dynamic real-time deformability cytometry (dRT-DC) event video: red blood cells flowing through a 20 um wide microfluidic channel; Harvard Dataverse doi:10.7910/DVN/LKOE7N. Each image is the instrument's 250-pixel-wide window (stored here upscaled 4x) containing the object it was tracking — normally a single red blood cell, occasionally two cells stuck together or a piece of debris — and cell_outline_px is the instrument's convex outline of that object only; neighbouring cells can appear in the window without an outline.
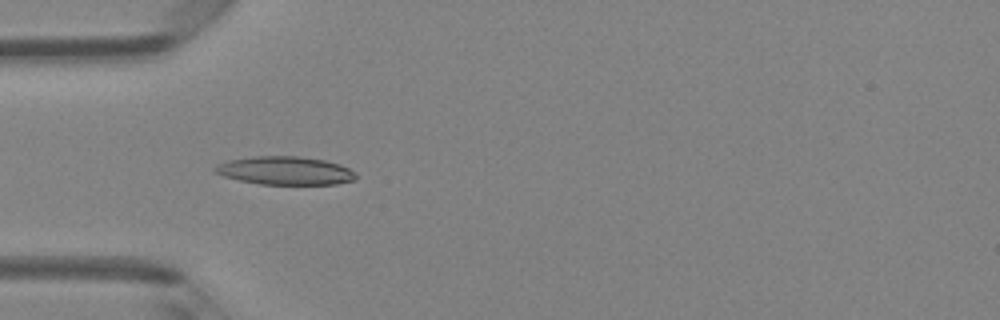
{"species": "Egyptian fruit bat (a non-hibernating species)", "species_latin": "Rousettus aegyptiacus", "temperature_condition": "room temperature", "stored_images_in_passage": 16, "camera_frame_rate_fps": 3000, "um_per_image_px": 0.085, "animal": {"sex": "female"}, "frame": {"image": 1, "passage_image": 5, "time_ms": 1.333, "image_size_px": [1000, 320], "cell_outline_px": [[356, 180], [336, 184], [260, 184], [240, 180], [224, 176], [212, 172], [212, 168], [216, 164], [228, 160], [256, 156], [300, 156], [324, 160], [340, 164], [356, 172]], "centroid_in_image_um": [24.22, 14.5], "position_along_channel_um": 60.8, "area_um2": 23.35}}
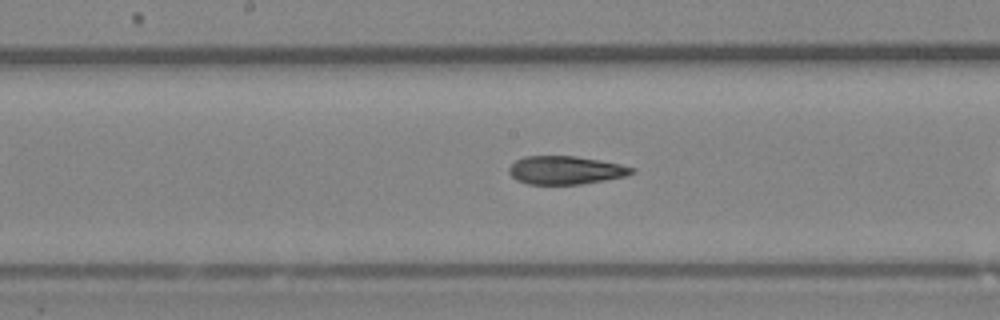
{"frame": {"image": 2, "passage_image": 12, "time_ms": 3.667, "image_size_px": [1000, 320], "cell_outline_px": [[636, 172], [624, 176], [604, 180], [580, 184], [528, 184], [516, 180], [508, 172], [508, 168], [516, 160], [524, 156], [576, 156], [600, 160], [620, 164], [636, 168]], "centroid_in_image_um": [48.07, 14.46], "position_along_channel_um": 200.1, "area_um2": 20.23}}